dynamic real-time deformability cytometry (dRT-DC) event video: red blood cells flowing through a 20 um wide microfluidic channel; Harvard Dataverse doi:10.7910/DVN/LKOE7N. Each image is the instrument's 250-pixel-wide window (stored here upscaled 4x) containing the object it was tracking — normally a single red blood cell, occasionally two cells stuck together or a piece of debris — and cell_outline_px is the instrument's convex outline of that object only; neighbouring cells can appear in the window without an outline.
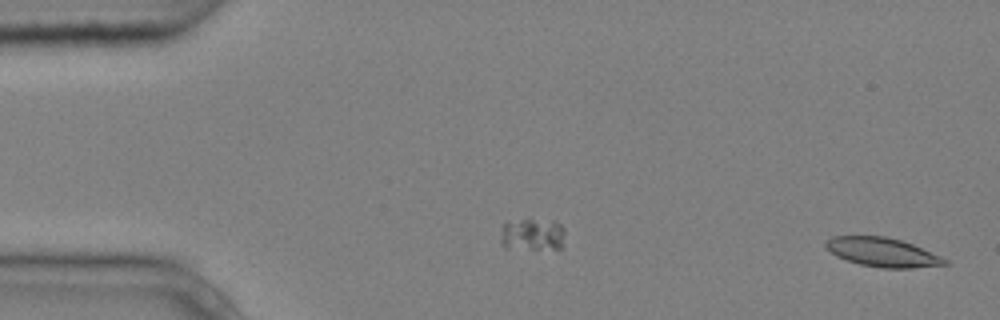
{"species": "common noctule bat (a hibernating species)", "species_latin": "Nyctalus noctula", "temperature_condition": "cold", "stored_images_in_passage": 2, "segment_of_instrument_passage": [2, 2], "camera_frame_rate_fps": 3000, "um_per_image_px": 0.085, "animal": {"sex": "male", "body_mass_g": 20.4}, "frame": {"image": 1, "passage_image": 2, "time_ms": 0.333, "image_size_px": [1000, 320], "cell_outline_px": [[948, 264], [912, 268], [880, 268], [860, 264], [836, 256], [824, 244], [832, 236], [884, 236], [900, 240], [912, 244], [940, 256], [948, 260]], "centroid_in_image_um": [75.02, 21.44], "position_along_channel_um": 10.0, "area_um2": 19.83}}